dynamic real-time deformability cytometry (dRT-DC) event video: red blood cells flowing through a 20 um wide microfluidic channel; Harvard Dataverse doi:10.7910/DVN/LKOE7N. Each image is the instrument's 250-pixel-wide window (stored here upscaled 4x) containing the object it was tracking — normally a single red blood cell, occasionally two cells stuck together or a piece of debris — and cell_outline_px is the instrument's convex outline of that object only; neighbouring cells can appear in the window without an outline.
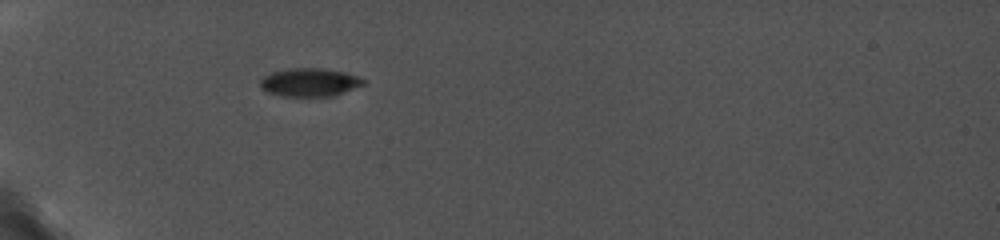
{"species": "common noctule bat (a hibernating species)", "species_latin": "Nyctalus noctula", "temperature_condition": "cold", "stored_images_in_passage": 8, "camera_frame_rate_fps": 5000, "um_per_image_px": 0.085, "animal": {"sex": "female", "body_mass_g": 19.0, "forearm_length_mm": 56.7}, "frame": {"image": 1, "passage_image": 1, "time_ms": 0.0, "image_size_px": [1000, 240], "cell_outline_px": [[364, 84], [344, 92], [332, 96], [284, 96], [268, 92], [260, 88], [260, 80], [264, 76], [272, 72], [288, 68], [324, 68], [344, 72], [360, 76], [364, 80]], "centroid_in_image_um": [26.31, 6.99], "position_along_channel_um": 58.7, "area_um2": 16.99}}
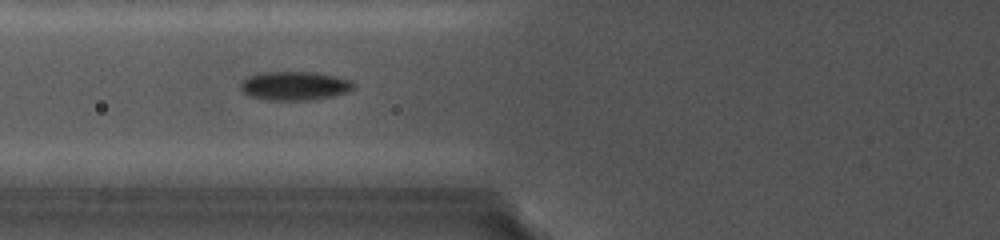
{"frame": {"image": 2, "passage_image": 4, "time_ms": 1.6, "image_size_px": [1000, 240], "cell_outline_px": [[356, 84], [348, 92], [332, 96], [312, 100], [268, 100], [248, 96], [240, 88], [240, 80], [248, 76], [260, 72], [316, 72], [336, 76], [348, 80]], "centroid_in_image_um": [25.0, 7.29], "position_along_channel_um": 100.8, "area_um2": 19.13}}